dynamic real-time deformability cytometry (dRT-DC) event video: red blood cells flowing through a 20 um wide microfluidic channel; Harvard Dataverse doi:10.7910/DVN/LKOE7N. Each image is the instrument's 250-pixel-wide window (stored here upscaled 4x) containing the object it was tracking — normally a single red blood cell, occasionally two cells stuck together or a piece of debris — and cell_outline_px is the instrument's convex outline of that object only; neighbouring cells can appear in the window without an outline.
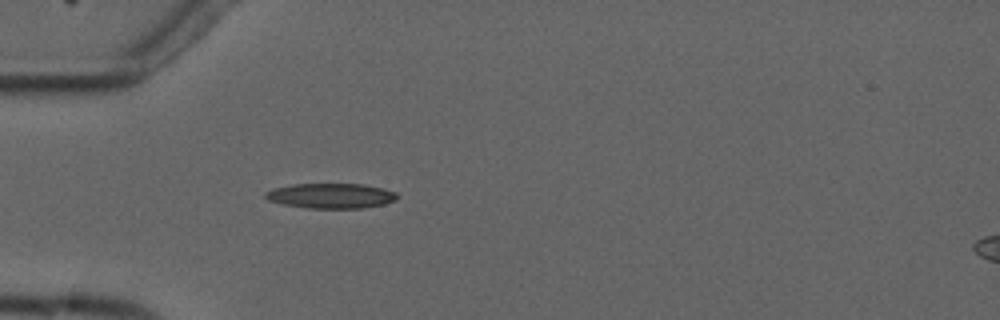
{"species": "common noctule bat (a hibernating species)", "species_latin": "Nyctalus noctula", "temperature_condition": "cold", "stored_images_in_passage": 4, "camera_frame_rate_fps": 3000, "um_per_image_px": 0.085, "animal": {"sex": "male", "forearm_length_mm": 52.5}, "frame": {"image": 1, "passage_image": 4, "time_ms": 3.667, "image_size_px": [1000, 320], "cell_outline_px": [[400, 196], [396, 200], [384, 204], [364, 208], [308, 208], [284, 204], [268, 200], [264, 196], [264, 192], [272, 188], [292, 184], [364, 184], [384, 188], [396, 192]], "centroid_in_image_um": [28.15, 16.64], "position_along_channel_um": 56.8, "area_um2": 19.42}}